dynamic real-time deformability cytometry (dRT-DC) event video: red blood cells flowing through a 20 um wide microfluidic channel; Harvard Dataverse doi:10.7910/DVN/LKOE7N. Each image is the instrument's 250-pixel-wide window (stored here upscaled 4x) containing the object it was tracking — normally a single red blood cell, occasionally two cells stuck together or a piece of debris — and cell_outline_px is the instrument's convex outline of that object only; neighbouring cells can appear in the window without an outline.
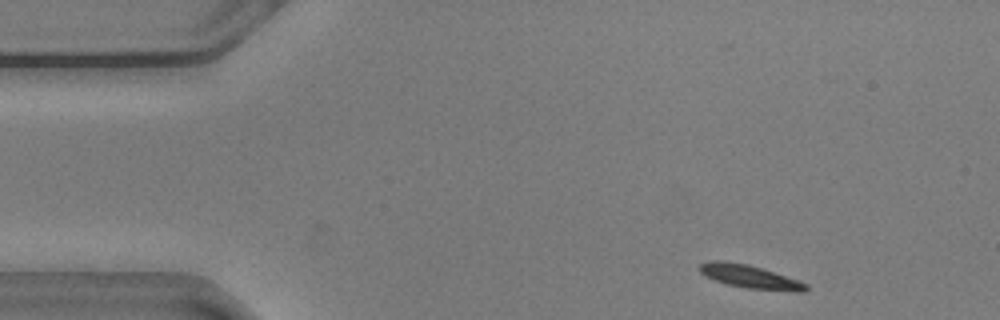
{"species": "common noctule bat (a hibernating species)", "species_latin": "Nyctalus noctula", "temperature_condition": "warm", "stored_images_in_passage": 45, "camera_frame_rate_fps": 3000, "um_per_image_px": 0.085, "animal": {"sex": "male", "body_mass_g": 20.5, "forearm_length_mm": 52.5}, "frame": {"image": 1, "passage_image": 1, "time_ms": 0.0, "image_size_px": [1000, 320], "cell_outline_px": [[808, 288], [804, 292], [792, 292], [744, 288], [728, 284], [704, 276], [696, 268], [700, 264], [708, 260], [724, 260], [748, 264], [808, 284]], "centroid_in_image_um": [63.68, 23.51], "position_along_channel_um": 21.3, "area_um2": 14.51}}
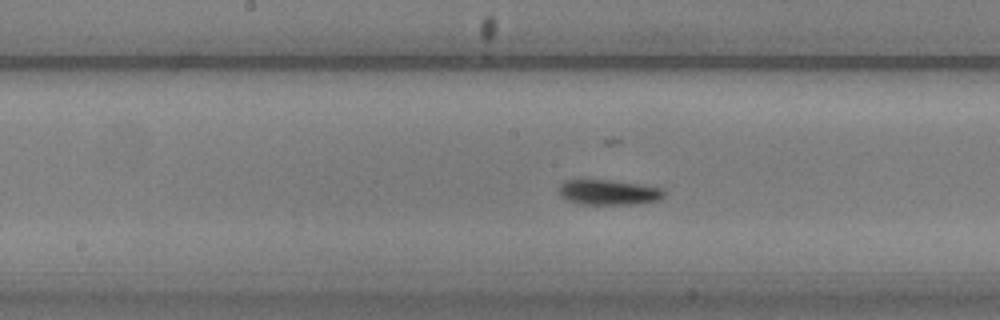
{"frame": {"image": 2, "passage_image": 22, "time_ms": 7.0, "image_size_px": [1000, 320], "cell_outline_px": [[664, 196], [660, 200], [632, 204], [580, 204], [568, 200], [560, 196], [556, 188], [564, 180], [608, 180], [640, 184], [660, 188], [664, 192]], "centroid_in_image_um": [51.67, 16.34], "position_along_channel_um": 196.5, "area_um2": 15.43}}
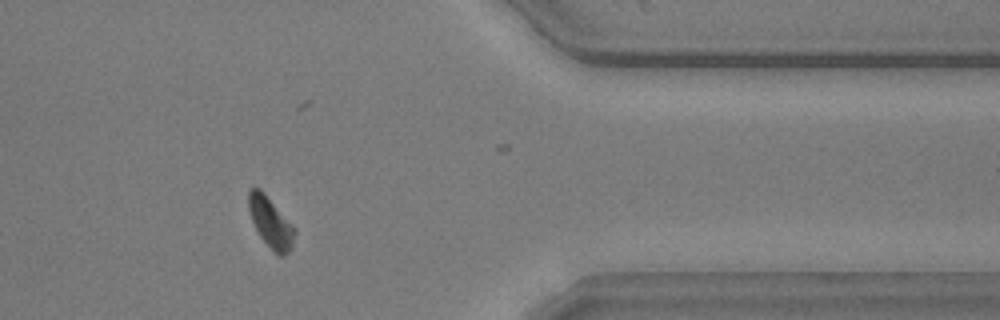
{"frame": {"image": 3, "passage_image": 40, "time_ms": 13.0, "image_size_px": [1000, 320], "cell_outline_px": [[296, 232], [292, 248], [284, 256], [280, 256], [260, 236], [252, 220], [248, 208], [248, 188], [260, 188], [264, 192], [296, 228]], "centroid_in_image_um": [23.02, 18.87], "position_along_channel_um": 388.4, "area_um2": 13.47}}